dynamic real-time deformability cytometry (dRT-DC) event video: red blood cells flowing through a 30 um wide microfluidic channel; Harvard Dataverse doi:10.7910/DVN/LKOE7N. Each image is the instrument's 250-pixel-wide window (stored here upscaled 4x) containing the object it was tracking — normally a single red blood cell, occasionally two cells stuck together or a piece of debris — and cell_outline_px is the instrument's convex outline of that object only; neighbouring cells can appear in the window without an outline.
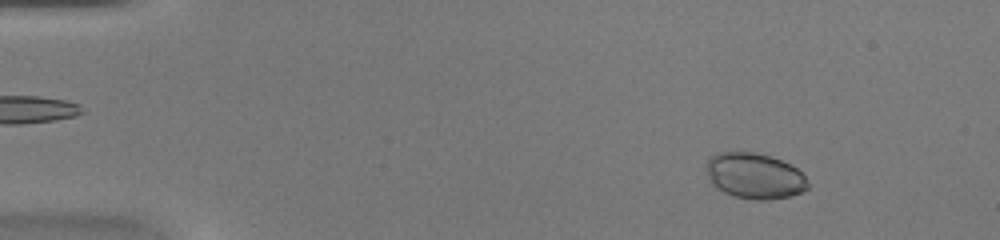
{"species": "common noctule bat (a hibernating species)", "species_latin": "Nyctalus noctula", "temperature_condition": "warm", "stored_images_in_passage": 48, "camera_frame_rate_fps": 3000, "um_per_image_px": 0.085, "animal": {"sex": "female", "body_mass_g": 20.0, "forearm_length_mm": 54.0}, "frame": {"image": 1, "passage_image": 6, "time_ms": 1.667, "image_size_px": [1000, 240], "cell_outline_px": [[808, 188], [792, 196], [768, 200], [756, 200], [736, 196], [724, 192], [716, 188], [708, 180], [708, 160], [716, 152], [756, 152], [772, 156], [796, 168], [804, 176], [808, 184]], "centroid_in_image_um": [64.14, 14.95], "position_along_channel_um": 20.9, "area_um2": 26.93}}
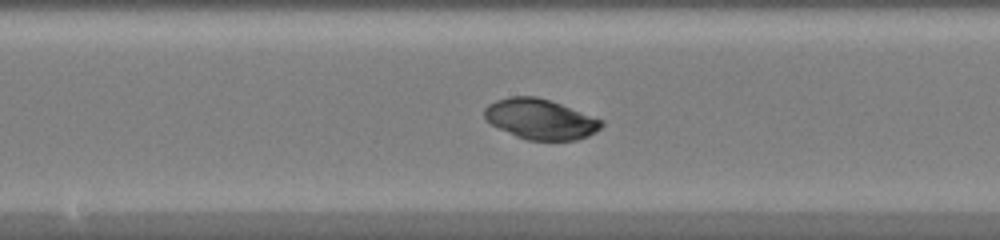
{"frame": {"image": 2, "passage_image": 26, "time_ms": 8.333, "image_size_px": [1000, 240], "cell_outline_px": [[604, 124], [596, 132], [588, 136], [576, 140], [528, 140], [516, 136], [492, 124], [484, 116], [484, 108], [488, 104], [496, 100], [508, 96], [536, 96], [560, 104], [604, 120]], "centroid_in_image_um": [45.94, 10.12], "position_along_channel_um": 202.3, "area_um2": 27.28}}
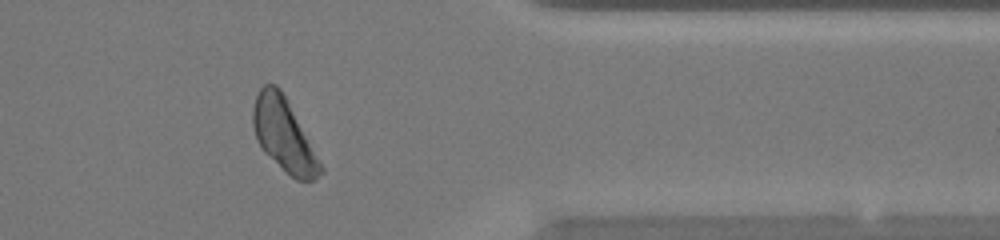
{"frame": {"image": 3, "passage_image": 40, "time_ms": 13.0, "image_size_px": [1000, 240], "cell_outline_px": [[324, 172], [312, 180], [296, 180], [264, 152], [260, 148], [256, 140], [252, 124], [252, 108], [256, 96], [260, 88], [264, 84], [276, 84], [280, 88], [324, 168]], "centroid_in_image_um": [24.09, 11.46], "position_along_channel_um": 387.3, "area_um2": 28.21}, "authors_computed_cell_mechanics": {"area_um2": 27.6284, "velocity_mm_per_s": 4.2638, "shape_relaxation_time_tau1_ms": 0.6139, "shape_relaxation_time_tau2_ms": null, "deformation_change_tau1": 0.0184, "deformation_change_tau2": null}}